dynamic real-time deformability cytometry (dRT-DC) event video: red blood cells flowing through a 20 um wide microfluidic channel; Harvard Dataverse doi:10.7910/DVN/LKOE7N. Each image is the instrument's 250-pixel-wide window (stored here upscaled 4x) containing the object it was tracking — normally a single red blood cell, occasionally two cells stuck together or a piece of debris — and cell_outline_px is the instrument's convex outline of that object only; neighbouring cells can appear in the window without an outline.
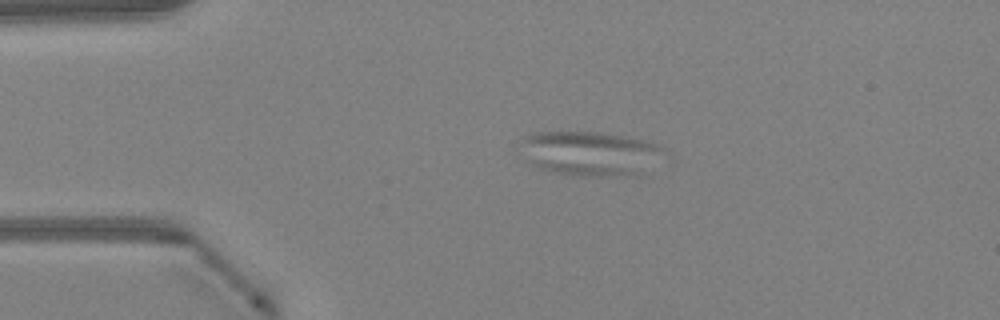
{"species": "Egyptian fruit bat (a non-hibernating species)", "species_latin": "Rousettus aegyptiacus", "temperature_condition": "warm", "stored_images_in_passage": 48, "camera_frame_rate_fps": 3000, "um_per_image_px": 0.085, "animal": {"sex": "female"}, "frame": {"image": 1, "passage_image": 10, "time_ms": 3.0, "image_size_px": [1000, 320], "cell_outline_px": [[664, 152], [644, 176], [580, 176], [552, 172], [540, 168], [532, 164], [528, 160], [520, 136], [528, 132], [596, 132], [644, 140], [656, 144], [664, 148]], "centroid_in_image_um": [50.19, 13.06], "position_along_channel_um": 34.8, "area_um2": 37.34}}
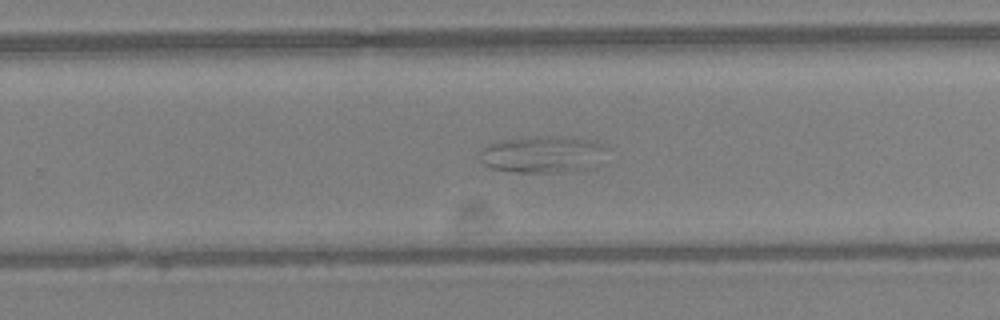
{"frame": {"image": 2, "passage_image": 31, "time_ms": 10.0, "image_size_px": [1000, 320], "cell_outline_px": [[612, 148], [596, 168], [552, 172], [516, 172], [492, 168], [484, 164], [480, 160], [480, 152], [488, 144], [504, 140], [532, 136], [556, 136], [592, 140], [604, 144]], "centroid_in_image_um": [46.24, 13.11], "position_along_channel_um": 283.6, "area_um2": 27.69}}
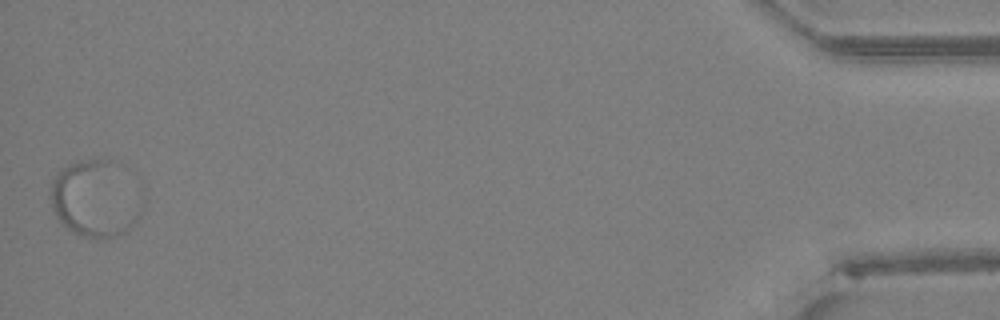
{"frame": {"image": 3, "passage_image": 48, "time_ms": 15.667, "image_size_px": [1000, 320], "cell_outline_px": [[136, 220], [124, 232], [100, 240], [96, 240], [80, 236], [68, 228], [56, 216], [52, 208], [48, 196], [52, 180], [68, 164], [80, 160], [112, 160], [136, 216]], "centroid_in_image_um": [7.79, 16.97], "position_along_channel_um": 427.4, "area_um2": 37.34}}